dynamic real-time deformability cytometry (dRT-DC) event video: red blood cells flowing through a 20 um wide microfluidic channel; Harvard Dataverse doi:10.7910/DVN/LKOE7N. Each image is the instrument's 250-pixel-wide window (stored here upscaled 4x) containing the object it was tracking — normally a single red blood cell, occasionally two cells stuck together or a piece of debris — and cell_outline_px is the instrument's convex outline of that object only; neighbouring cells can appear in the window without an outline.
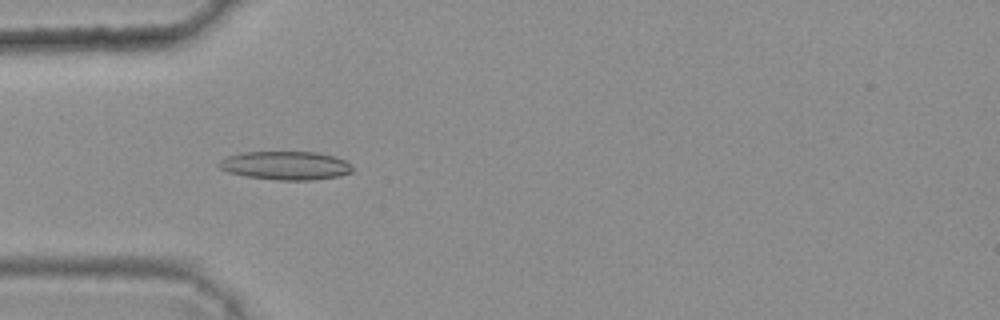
{"species": "common noctule bat (a hibernating species)", "species_latin": "Nyctalus noctula", "temperature_condition": "warm", "stored_images_in_passage": 5, "camera_frame_rate_fps": 3000, "um_per_image_px": 0.085, "animal": {"sex": "female", "body_mass_g": 25.1}, "frame": {"image": 1, "passage_image": 5, "time_ms": 1.333, "image_size_px": [1000, 320], "cell_outline_px": [[352, 172], [336, 176], [312, 180], [276, 180], [244, 176], [228, 172], [220, 168], [216, 164], [220, 160], [228, 156], [244, 152], [316, 152], [332, 156], [344, 160], [352, 164]], "centroid_in_image_um": [24.25, 14.07], "position_along_channel_um": 60.8, "area_um2": 22.14}}